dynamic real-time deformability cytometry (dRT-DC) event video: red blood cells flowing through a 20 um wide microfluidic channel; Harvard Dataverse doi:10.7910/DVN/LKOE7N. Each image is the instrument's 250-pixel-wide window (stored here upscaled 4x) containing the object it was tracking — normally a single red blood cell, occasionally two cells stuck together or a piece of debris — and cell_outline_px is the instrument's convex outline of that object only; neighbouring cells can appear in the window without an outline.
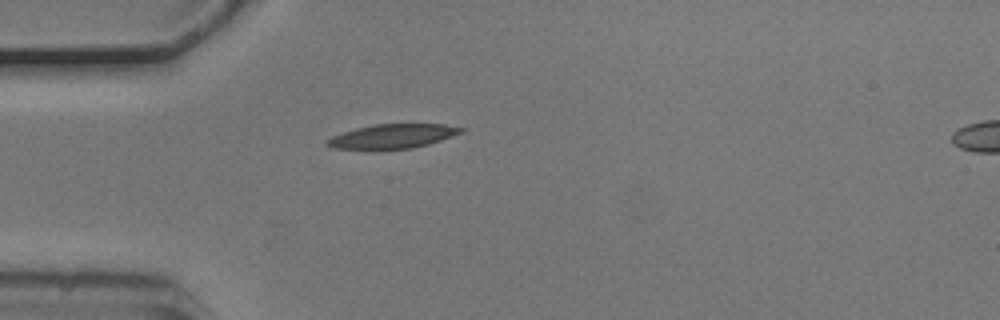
{"species": "common noctule bat (a hibernating species)", "species_latin": "Nyctalus noctula", "temperature_condition": "cold", "stored_images_in_passage": 2, "segment_of_instrument_passage": [1, 2], "camera_frame_rate_fps": 3000, "um_per_image_px": 0.085, "animal": {"sex": "male", "body_mass_g": 20.5, "forearm_length_mm": 52.5}, "frame": {"image": 1, "passage_image": 1, "time_ms": 0.0, "image_size_px": [1000, 320], "cell_outline_px": [[464, 132], [428, 144], [412, 148], [376, 152], [372, 152], [332, 148], [324, 144], [324, 140], [332, 136], [356, 128], [376, 124], [444, 124], [464, 128]], "centroid_in_image_um": [33.26, 11.63], "position_along_channel_um": 51.7, "area_um2": 19.77}}